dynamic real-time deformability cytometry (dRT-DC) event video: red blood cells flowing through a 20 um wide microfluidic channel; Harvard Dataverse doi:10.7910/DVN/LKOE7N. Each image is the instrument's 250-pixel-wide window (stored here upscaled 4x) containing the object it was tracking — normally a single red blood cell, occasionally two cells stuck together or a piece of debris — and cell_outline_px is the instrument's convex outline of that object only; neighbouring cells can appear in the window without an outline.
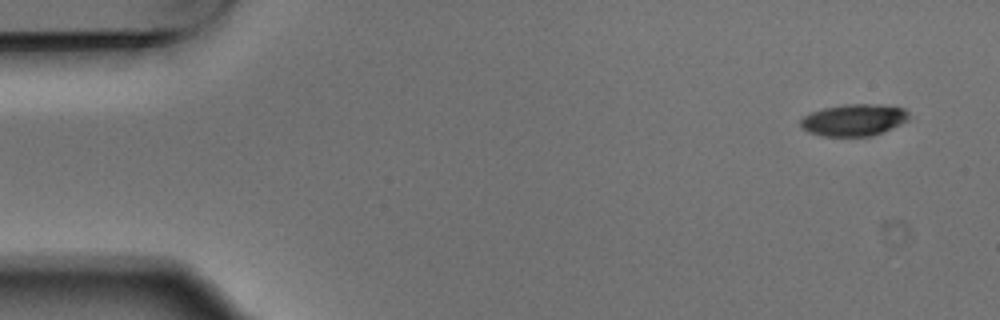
{"species": "Egyptian fruit bat (a non-hibernating species)", "species_latin": "Rousettus aegyptiacus", "temperature_condition": "warm", "stored_images_in_passage": 5, "camera_frame_rate_fps": 3000, "um_per_image_px": 0.085, "animal": {"sex": "male"}, "frame": {"image": 1, "passage_image": 1, "time_ms": 0.0, "image_size_px": [1000, 320], "cell_outline_px": [[908, 120], [892, 128], [872, 136], [820, 136], [808, 132], [800, 124], [800, 120], [804, 116], [812, 112], [824, 108], [844, 104], [880, 104], [904, 108], [908, 112]], "centroid_in_image_um": [72.58, 10.2], "position_along_channel_um": 12.4, "area_um2": 20.06}}
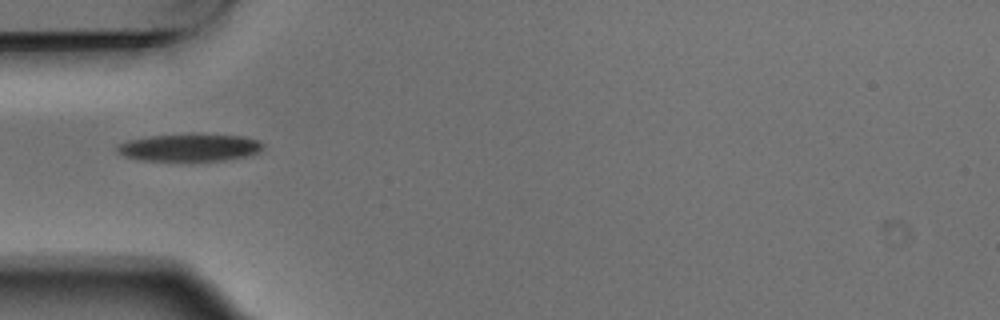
{"frame": {"image": 2, "passage_image": 5, "time_ms": 1.333, "image_size_px": [1000, 320], "cell_outline_px": [[264, 148], [260, 152], [252, 156], [224, 160], [184, 164], [140, 160], [124, 156], [116, 152], [116, 148], [120, 144], [128, 140], [152, 136], [192, 132], [196, 132], [244, 136], [260, 140], [264, 144]], "centroid_in_image_um": [16.18, 12.56], "position_along_channel_um": 68.8, "area_um2": 25.26}}